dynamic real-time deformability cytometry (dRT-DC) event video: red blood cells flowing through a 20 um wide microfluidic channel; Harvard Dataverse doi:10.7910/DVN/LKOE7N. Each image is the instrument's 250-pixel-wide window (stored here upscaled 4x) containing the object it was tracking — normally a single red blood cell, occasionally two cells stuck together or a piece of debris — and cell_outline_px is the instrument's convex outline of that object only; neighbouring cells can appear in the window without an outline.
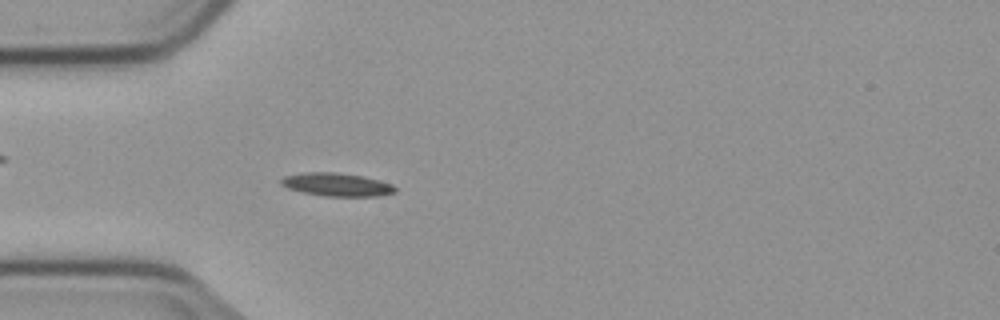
{"species": "common noctule bat (a hibernating species)", "species_latin": "Nyctalus noctula", "temperature_condition": "cold", "stored_images_in_passage": 46, "camera_frame_rate_fps": 3000, "um_per_image_px": 0.085, "animal": {"sex": "male", "body_mass_g": 23.1, "forearm_length_mm": 52.7}, "frame": {"image": 1, "passage_image": 7, "time_ms": 2.0, "image_size_px": [1000, 320], "cell_outline_px": [[396, 192], [376, 196], [324, 196], [304, 192], [288, 188], [280, 184], [280, 180], [284, 176], [304, 172], [336, 172], [360, 176], [392, 184], [396, 188]], "centroid_in_image_um": [28.59, 15.69], "position_along_channel_um": 56.4, "area_um2": 15.2}}
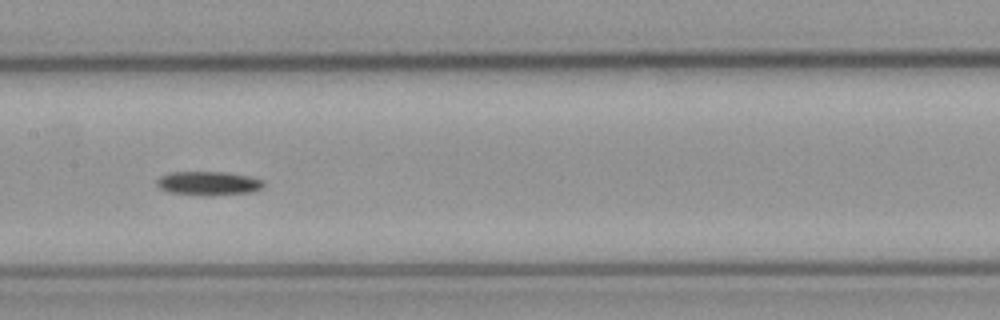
{"frame": {"image": 2, "passage_image": 18, "time_ms": 5.667, "image_size_px": [1000, 320], "cell_outline_px": [[264, 188], [252, 192], [208, 196], [200, 196], [168, 192], [160, 188], [156, 184], [156, 180], [160, 176], [172, 172], [224, 172], [248, 176], [264, 180]], "centroid_in_image_um": [17.72, 15.59], "position_along_channel_um": 189.7, "area_um2": 15.09}}
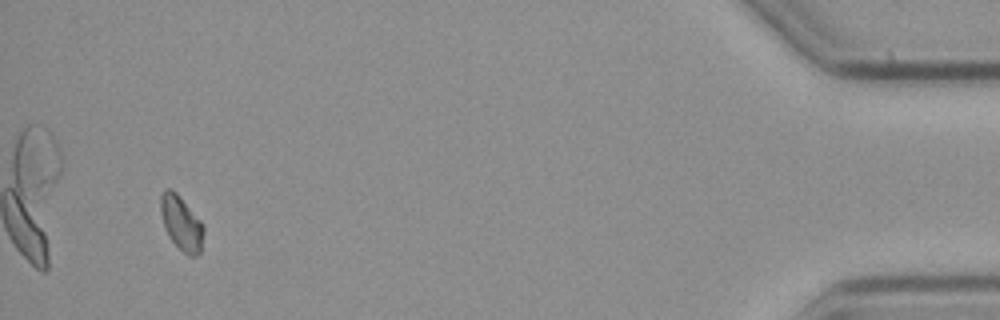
{"frame": {"image": 3, "passage_image": 43, "time_ms": 14.0, "image_size_px": [1000, 320], "cell_outline_px": [[204, 232], [200, 252], [196, 256], [188, 256], [168, 236], [160, 212], [160, 196], [164, 188], [172, 188], [176, 192], [204, 224]], "centroid_in_image_um": [15.41, 18.93], "position_along_channel_um": 419.8, "area_um2": 13.64}, "authors_computed_cell_mechanics": {"area_um2": 13.9876, "velocity_mm_per_s": 3.7319, "shape_relaxation_time_tau1_ms": 6.8337, "shape_relaxation_time_tau2_ms": null, "deformation_change_tau1": 0.1301, "deformation_change_tau2": null}}